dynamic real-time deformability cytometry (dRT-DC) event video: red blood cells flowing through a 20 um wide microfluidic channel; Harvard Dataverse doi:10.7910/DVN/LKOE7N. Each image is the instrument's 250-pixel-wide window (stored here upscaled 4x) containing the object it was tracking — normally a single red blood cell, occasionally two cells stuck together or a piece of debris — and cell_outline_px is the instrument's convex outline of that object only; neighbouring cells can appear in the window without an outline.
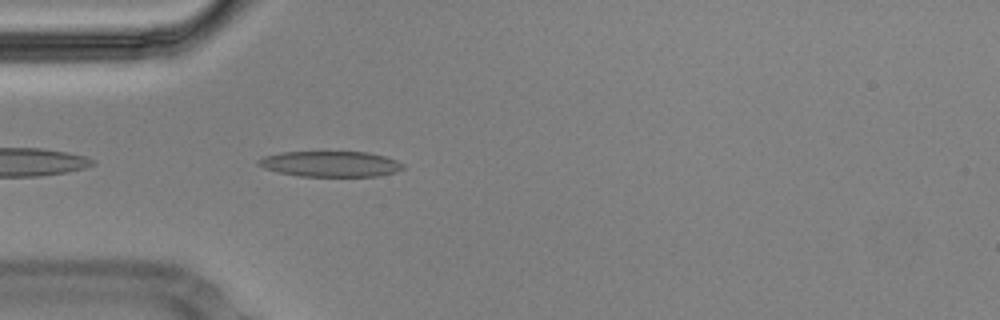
{"species": "Egyptian fruit bat (a non-hibernating species)", "species_latin": "Rousettus aegyptiacus", "temperature_condition": "cold", "stored_images_in_passage": 9, "camera_frame_rate_fps": 3000, "um_per_image_px": 0.085, "animal": {"sex": "male"}, "frame": {"image": 1, "passage_image": 2, "time_ms": 0.333, "image_size_px": [1000, 320], "cell_outline_px": [[404, 168], [396, 172], [376, 176], [300, 176], [276, 172], [264, 168], [256, 164], [256, 160], [264, 156], [280, 152], [368, 152], [384, 156], [396, 160], [404, 164]], "centroid_in_image_um": [28.06, 13.93], "position_along_channel_um": 56.9, "area_um2": 21.68}}
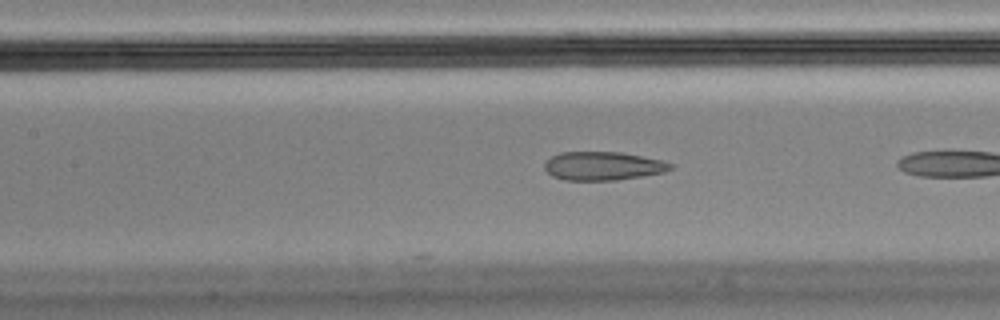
{"frame": {"image": 2, "passage_image": 8, "time_ms": 2.333, "image_size_px": [1000, 320], "cell_outline_px": [[672, 168], [664, 172], [616, 180], [564, 180], [552, 176], [544, 168], [544, 164], [552, 156], [560, 152], [620, 152], [660, 160], [672, 164]], "centroid_in_image_um": [51.21, 14.11], "position_along_channel_um": 156.2, "area_um2": 20.69}}